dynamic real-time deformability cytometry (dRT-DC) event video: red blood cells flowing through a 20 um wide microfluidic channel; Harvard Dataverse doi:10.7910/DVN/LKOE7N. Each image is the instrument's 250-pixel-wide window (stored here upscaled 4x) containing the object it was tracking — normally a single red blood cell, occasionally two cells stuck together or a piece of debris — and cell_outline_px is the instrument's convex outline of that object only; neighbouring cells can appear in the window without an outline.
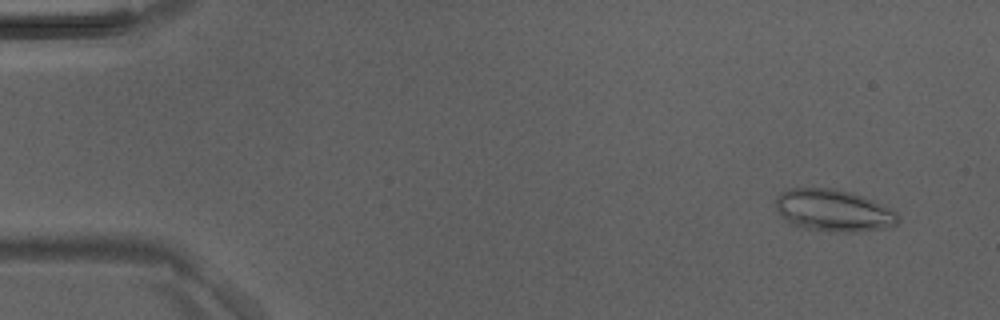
{"species": "Egyptian fruit bat (a non-hibernating species)", "species_latin": "Rousettus aegyptiacus", "temperature_condition": "room temperature", "stored_images_in_passage": 46, "camera_frame_rate_fps": 3000, "um_per_image_px": 0.085, "animal": {"sex": "male"}, "frame": {"image": 1, "passage_image": 4, "time_ms": 1.0, "image_size_px": [1000, 320], "cell_outline_px": [[900, 220], [896, 224], [884, 228], [856, 232], [840, 232], [796, 228], [788, 224], [780, 216], [776, 208], [776, 196], [780, 192], [788, 188], [832, 188], [852, 192], [864, 196], [892, 208], [900, 216]], "centroid_in_image_um": [70.82, 17.89], "position_along_channel_um": 14.2, "area_um2": 30.63}}
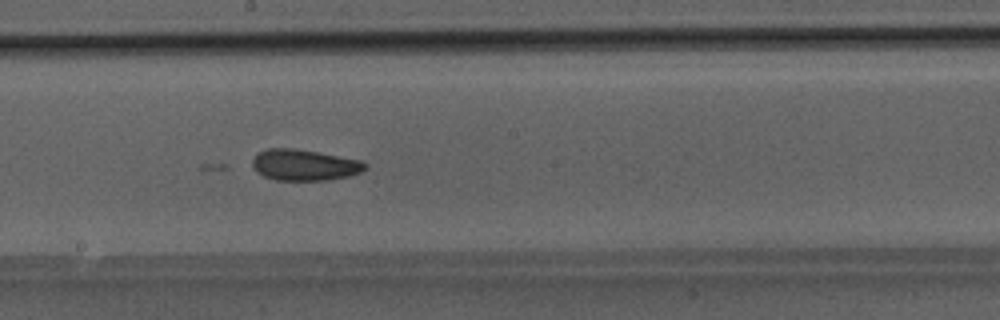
{"frame": {"image": 2, "passage_image": 26, "time_ms": 8.333, "image_size_px": [1000, 320], "cell_outline_px": [[368, 164], [360, 172], [348, 176], [324, 180], [276, 180], [264, 176], [256, 172], [252, 168], [252, 160], [256, 152], [268, 148], [292, 148], [316, 152], [360, 160]], "centroid_in_image_um": [25.8, 14.02], "position_along_channel_um": 222.4, "area_um2": 20.35}}
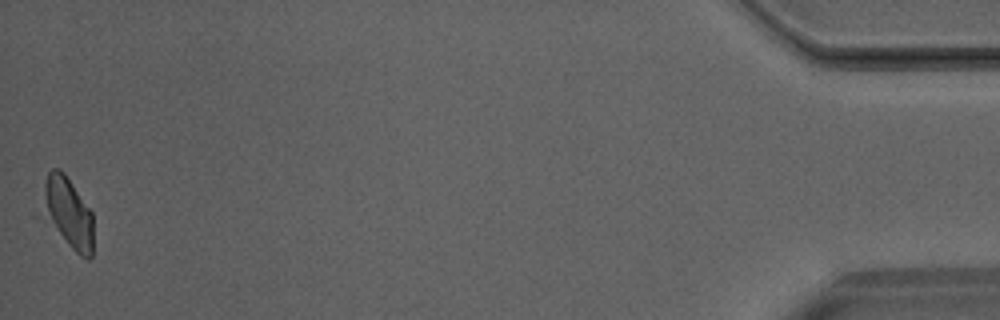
{"frame": {"image": 3, "passage_image": 46, "time_ms": 15.0, "image_size_px": [1000, 320], "cell_outline_px": [[92, 256], [88, 260], [80, 256], [32, 216], [48, 172], [52, 168], [60, 168], [64, 172], [92, 212]], "centroid_in_image_um": [5.55, 18.11], "position_along_channel_um": 429.6, "area_um2": 23.41}}